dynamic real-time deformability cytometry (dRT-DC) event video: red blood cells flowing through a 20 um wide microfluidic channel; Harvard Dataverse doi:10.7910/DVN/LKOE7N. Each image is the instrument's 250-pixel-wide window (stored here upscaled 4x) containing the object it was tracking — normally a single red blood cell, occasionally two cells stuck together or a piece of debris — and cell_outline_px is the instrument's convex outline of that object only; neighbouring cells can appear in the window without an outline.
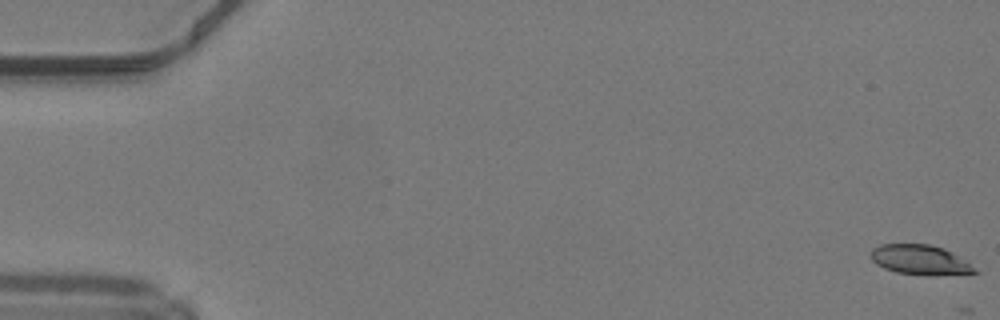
{"species": "common noctule bat (a hibernating species)", "species_latin": "Nyctalus noctula", "temperature_condition": "warm", "stored_images_in_passage": 12, "camera_frame_rate_fps": 3000, "um_per_image_px": 0.085, "animal": {"sex": "male", "body_mass_g": 19.2, "forearm_length_mm": 51.8}, "frame": {"image": 1, "passage_image": 1, "time_ms": 0.0, "image_size_px": [1000, 320], "cell_outline_px": [[980, 272], [932, 276], [928, 276], [896, 272], [884, 268], [876, 264], [872, 260], [872, 248], [880, 244], [928, 244], [944, 248], [964, 260]], "centroid_in_image_um": [78.19, 22.09], "position_along_channel_um": 6.8, "area_um2": 17.98}}